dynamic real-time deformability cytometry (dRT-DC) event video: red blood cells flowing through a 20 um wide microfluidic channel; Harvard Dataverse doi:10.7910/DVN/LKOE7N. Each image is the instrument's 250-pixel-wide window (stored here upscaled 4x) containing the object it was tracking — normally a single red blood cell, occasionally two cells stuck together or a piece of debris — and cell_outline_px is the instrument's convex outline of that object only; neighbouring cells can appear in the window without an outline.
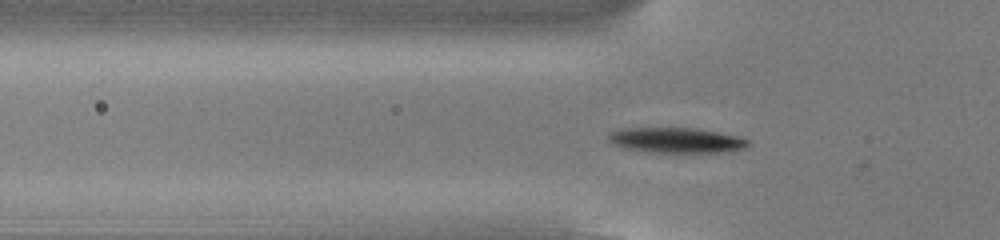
{"species": "common noctule bat (a hibernating species)", "species_latin": "Nyctalus noctula", "temperature_condition": "cold", "stored_images_in_passage": 54, "camera_frame_rate_fps": 3000, "um_per_image_px": 0.085, "animal": {"sex": "male", "body_mass_g": 13.0, "forearm_length_mm": 53.1}, "frame": {"image": 1, "passage_image": 18, "time_ms": 5.667, "image_size_px": [1000, 240], "cell_outline_px": [[748, 148], [732, 152], [648, 152], [624, 148], [612, 144], [608, 140], [608, 132], [620, 128], [696, 128], [740, 136], [748, 140]], "centroid_in_image_um": [57.49, 11.92], "position_along_channel_um": 68.3, "area_um2": 20.87}}
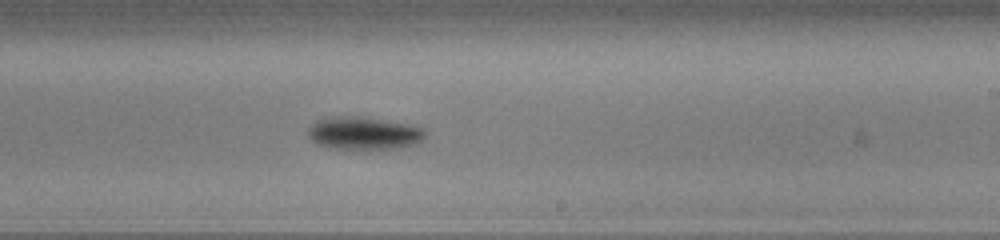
{"frame": {"image": 2, "passage_image": 33, "time_ms": 10.667, "image_size_px": [1000, 240], "cell_outline_px": [[428, 132], [420, 144], [404, 148], [328, 148], [316, 144], [308, 136], [308, 128], [316, 120], [324, 116], [380, 120], [412, 124], [424, 128]], "centroid_in_image_um": [30.97, 11.34], "position_along_channel_um": 258.0, "area_um2": 22.25}}
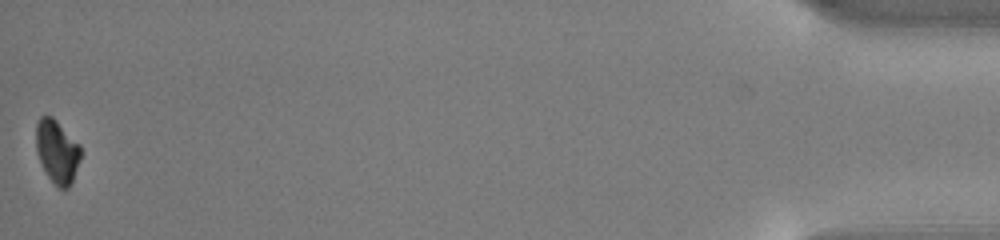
{"frame": {"image": 3, "passage_image": 54, "time_ms": 17.667, "image_size_px": [1000, 240], "cell_outline_px": [[80, 160], [72, 180], [68, 188], [60, 188], [48, 176], [36, 152], [36, 124], [40, 116], [52, 116], [80, 144]], "centroid_in_image_um": [4.85, 12.84], "position_along_channel_um": 430.4, "area_um2": 16.18}, "authors_computed_cell_mechanics": {"area_um2": 19.2185, "velocity_mm_per_s": 3.8221, "shape_relaxation_time_tau1_ms": 2.069, "shape_relaxation_time_tau2_ms": null, "deformation_change_tau1": 0.1335, "deformation_change_tau2": null}}